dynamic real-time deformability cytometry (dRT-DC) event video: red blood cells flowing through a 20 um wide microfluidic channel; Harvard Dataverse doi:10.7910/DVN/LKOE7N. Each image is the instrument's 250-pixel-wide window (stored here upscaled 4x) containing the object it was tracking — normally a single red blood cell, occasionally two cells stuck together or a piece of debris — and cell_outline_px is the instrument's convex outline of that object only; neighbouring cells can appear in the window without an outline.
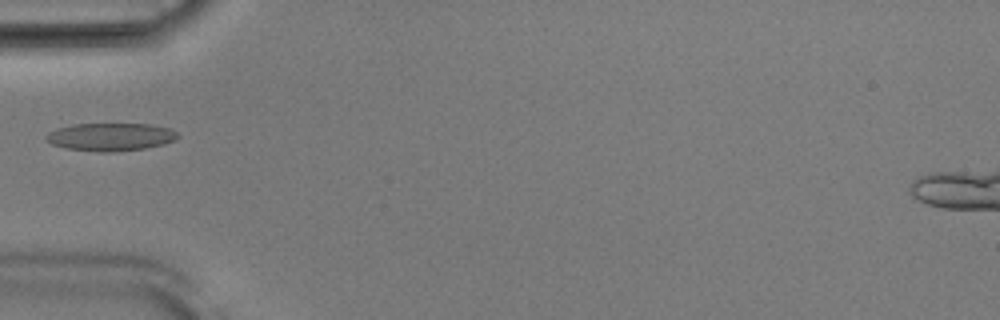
{"species": "Egyptian fruit bat (a non-hibernating species)", "species_latin": "Rousettus aegyptiacus", "temperature_condition": "room temperature", "stored_images_in_passage": 13, "camera_frame_rate_fps": 3000, "um_per_image_px": 0.085, "animal": {"sex": "male"}, "frame": {"image": 1, "passage_image": 1, "time_ms": 0.0, "image_size_px": [1000, 320], "cell_outline_px": [[180, 136], [176, 140], [164, 144], [144, 148], [116, 152], [100, 152], [64, 148], [52, 144], [44, 140], [44, 136], [48, 132], [56, 128], [72, 124], [152, 124], [168, 128], [176, 132]], "centroid_in_image_um": [9.36, 11.64], "position_along_channel_um": 75.6, "area_um2": 21.62}}
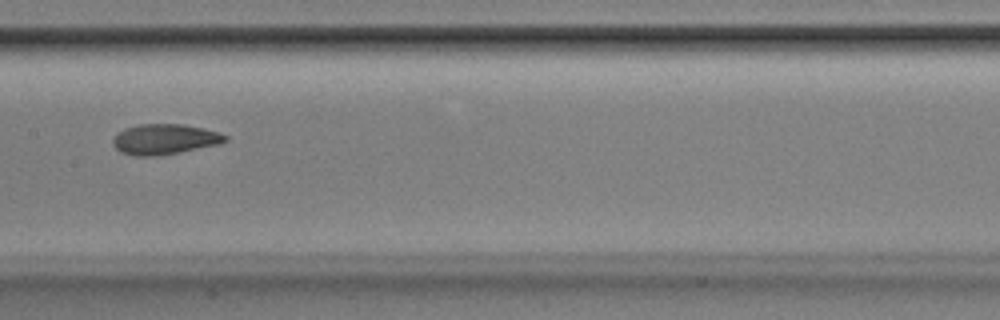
{"frame": {"image": 2, "passage_image": 10, "time_ms": 3.0, "image_size_px": [1000, 320], "cell_outline_px": [[228, 140], [220, 144], [160, 156], [132, 156], [120, 152], [112, 144], [112, 140], [124, 128], [140, 124], [184, 124], [204, 128], [220, 132], [228, 136]], "centroid_in_image_um": [14.02, 11.84], "position_along_channel_um": 193.4, "area_um2": 20.11}}
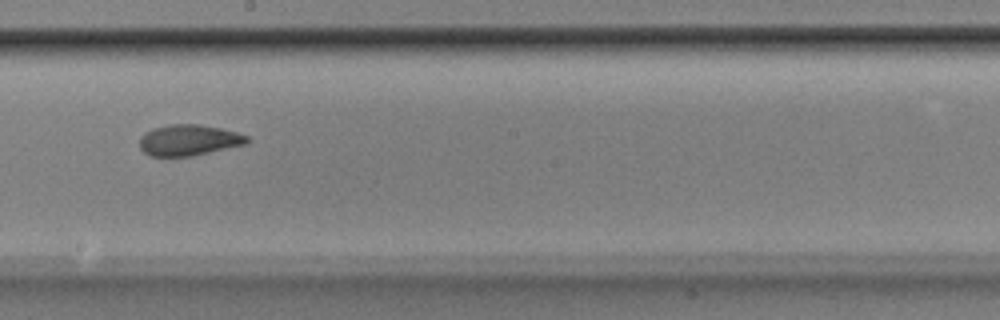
{"frame": {"image": 3, "passage_image": 13, "time_ms": 4.0, "image_size_px": [1000, 320], "cell_outline_px": [[252, 140], [248, 144], [192, 156], [152, 156], [144, 152], [140, 148], [140, 136], [144, 132], [152, 128], [168, 124], [196, 124], [220, 128], [236, 132], [248, 136]], "centroid_in_image_um": [16.07, 11.91], "position_along_channel_um": 232.1, "area_um2": 19.59}}